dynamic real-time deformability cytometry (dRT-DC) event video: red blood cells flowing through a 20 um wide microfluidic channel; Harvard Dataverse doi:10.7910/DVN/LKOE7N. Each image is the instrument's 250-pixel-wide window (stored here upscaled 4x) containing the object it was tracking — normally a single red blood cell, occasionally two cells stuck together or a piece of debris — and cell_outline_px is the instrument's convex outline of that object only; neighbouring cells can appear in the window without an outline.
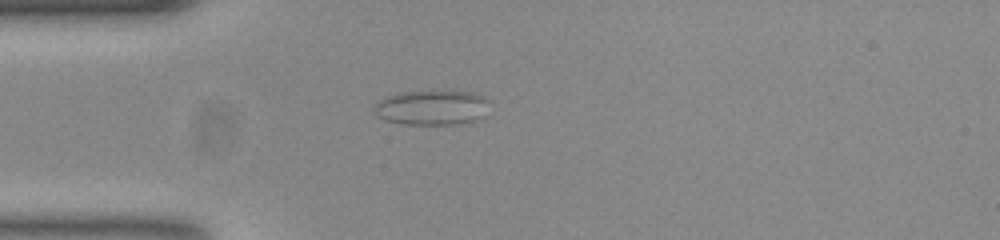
{"species": "common noctule bat (a hibernating species)", "species_latin": "Nyctalus noctula", "temperature_condition": "room temperature", "stored_images_in_passage": 41, "camera_frame_rate_fps": 3000, "um_per_image_px": 0.085, "animal": {"sex": "female", "body_mass_g": 23.0, "forearm_length_mm": 53.4}, "frame": {"image": 1, "passage_image": 1, "time_ms": 0.0, "image_size_px": [1000, 240], "cell_outline_px": [[488, 100], [484, 116], [472, 124], [404, 124], [384, 120], [376, 112], [376, 104], [380, 100], [396, 92], [452, 88], [472, 92], [484, 96]], "centroid_in_image_um": [36.8, 9.1], "position_along_channel_um": 48.2, "area_um2": 24.33}}
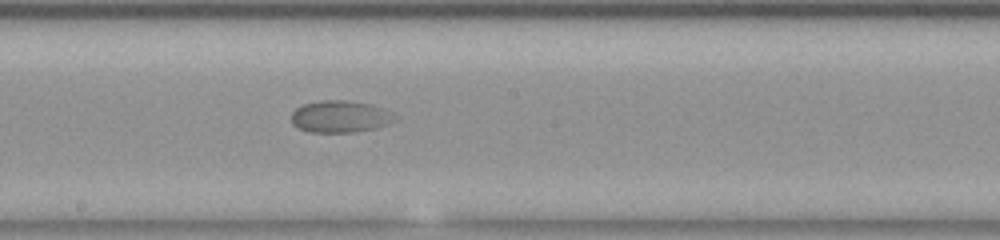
{"frame": {"image": 2, "passage_image": 16, "time_ms": 5.0, "image_size_px": [1000, 240], "cell_outline_px": [[396, 120], [388, 124], [376, 128], [352, 132], [312, 132], [300, 128], [292, 124], [292, 112], [296, 108], [304, 104], [320, 100], [344, 100], [372, 104], [384, 108], [392, 112], [396, 116]], "centroid_in_image_um": [28.95, 9.9], "position_along_channel_um": 219.3, "area_um2": 19.31}}
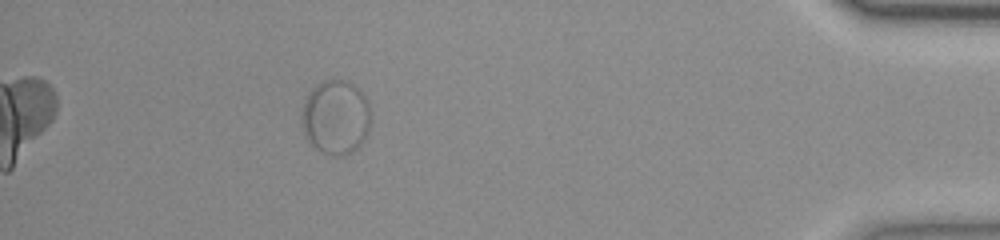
{"frame": {"image": 3, "passage_image": 36, "time_ms": 11.667, "image_size_px": [1000, 240], "cell_outline_px": [[372, 120], [368, 132], [364, 140], [352, 152], [344, 156], [332, 156], [320, 152], [308, 140], [304, 132], [300, 120], [304, 100], [308, 92], [316, 84], [324, 80], [348, 80], [364, 96], [368, 104]], "centroid_in_image_um": [28.53, 9.98], "position_along_channel_um": 406.7, "area_um2": 30.29}}